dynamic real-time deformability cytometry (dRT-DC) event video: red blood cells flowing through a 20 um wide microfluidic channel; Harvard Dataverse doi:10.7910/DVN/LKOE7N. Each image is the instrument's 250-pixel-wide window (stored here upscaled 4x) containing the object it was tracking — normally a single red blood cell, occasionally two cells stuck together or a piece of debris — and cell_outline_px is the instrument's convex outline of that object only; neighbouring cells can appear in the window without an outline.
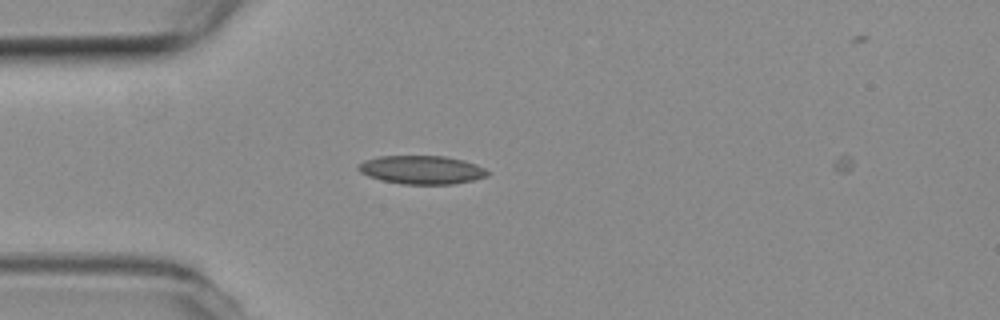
{"species": "common noctule bat (a hibernating species)", "species_latin": "Nyctalus noctula", "temperature_condition": "room temperature", "stored_images_in_passage": 2, "camera_frame_rate_fps": 3000, "um_per_image_px": 0.085, "animal": {"sex": "female", "body_mass_g": 19.3, "forearm_length_mm": 54.1}, "frame": {"image": 1, "passage_image": 1, "time_ms": 0.0, "image_size_px": [1000, 320], "cell_outline_px": [[488, 176], [472, 180], [452, 184], [400, 184], [368, 176], [360, 172], [356, 168], [356, 164], [364, 160], [380, 156], [444, 156], [464, 160], [476, 164], [484, 168], [488, 172]], "centroid_in_image_um": [35.81, 14.43], "position_along_channel_um": 49.2, "area_um2": 21.44}}